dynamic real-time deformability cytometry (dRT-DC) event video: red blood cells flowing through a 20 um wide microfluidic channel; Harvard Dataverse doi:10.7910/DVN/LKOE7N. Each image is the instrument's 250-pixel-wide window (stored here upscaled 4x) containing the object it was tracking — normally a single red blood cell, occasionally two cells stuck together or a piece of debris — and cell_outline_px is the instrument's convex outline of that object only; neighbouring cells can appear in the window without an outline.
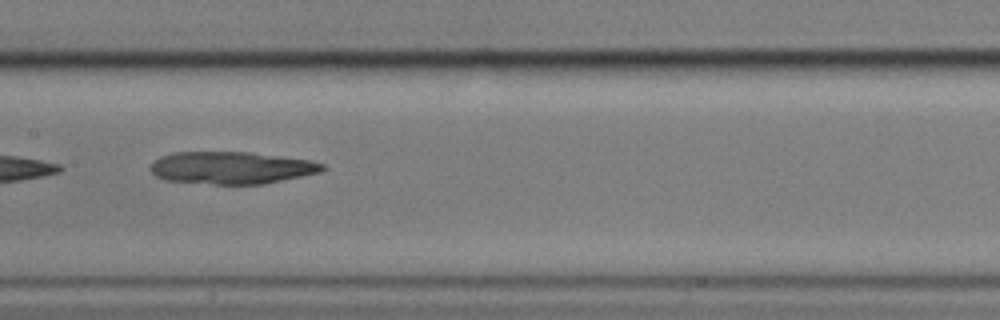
{"species": "common noctule bat (a hibernating species)", "species_latin": "Nyctalus noctula", "temperature_condition": "cold", "stored_images_in_passage": 8, "camera_frame_rate_fps": 3000, "um_per_image_px": 0.085, "animal": {"sex": "male", "body_mass_g": 17.9}, "frame": {"image": 1, "passage_image": 5, "time_ms": 4.667, "image_size_px": [1000, 320], "cell_outline_px": [[328, 168], [320, 172], [264, 184], [216, 184], [164, 180], [156, 176], [148, 168], [160, 156], [176, 152], [248, 152], [308, 160], [324, 164]], "centroid_in_image_um": [19.66, 14.26], "position_along_channel_um": 187.7, "area_um2": 32.19}}